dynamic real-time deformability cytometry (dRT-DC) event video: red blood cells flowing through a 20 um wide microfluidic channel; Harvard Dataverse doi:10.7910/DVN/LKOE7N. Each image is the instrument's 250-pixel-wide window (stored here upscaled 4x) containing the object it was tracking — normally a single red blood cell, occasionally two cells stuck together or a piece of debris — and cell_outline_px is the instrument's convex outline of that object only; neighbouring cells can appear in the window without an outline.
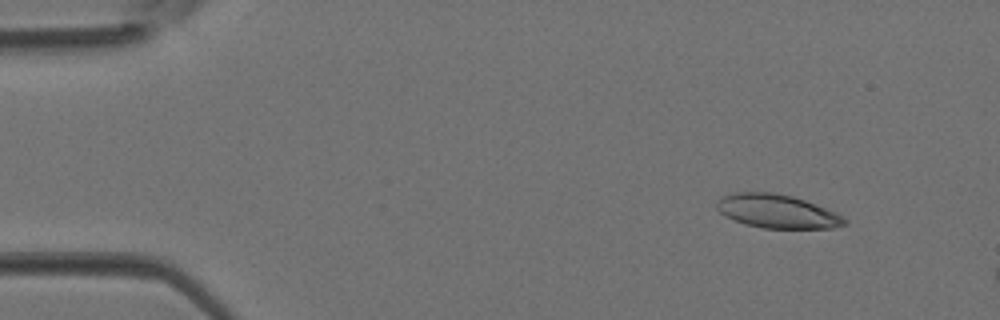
{"species": "Egyptian fruit bat (a non-hibernating species)", "species_latin": "Rousettus aegyptiacus", "temperature_condition": "room temperature", "stored_images_in_passage": 3, "camera_frame_rate_fps": 3000, "um_per_image_px": 0.085, "animal": {"sex": "female"}, "frame": {"image": 1, "passage_image": 1, "time_ms": 0.0, "image_size_px": [1000, 320], "cell_outline_px": [[848, 224], [832, 228], [764, 228], [744, 224], [724, 216], [716, 208], [716, 204], [720, 196], [732, 192], [772, 192], [792, 196], [804, 200], [824, 208], [848, 220]], "centroid_in_image_um": [65.99, 17.96], "position_along_channel_um": 19.0, "area_um2": 24.97}}